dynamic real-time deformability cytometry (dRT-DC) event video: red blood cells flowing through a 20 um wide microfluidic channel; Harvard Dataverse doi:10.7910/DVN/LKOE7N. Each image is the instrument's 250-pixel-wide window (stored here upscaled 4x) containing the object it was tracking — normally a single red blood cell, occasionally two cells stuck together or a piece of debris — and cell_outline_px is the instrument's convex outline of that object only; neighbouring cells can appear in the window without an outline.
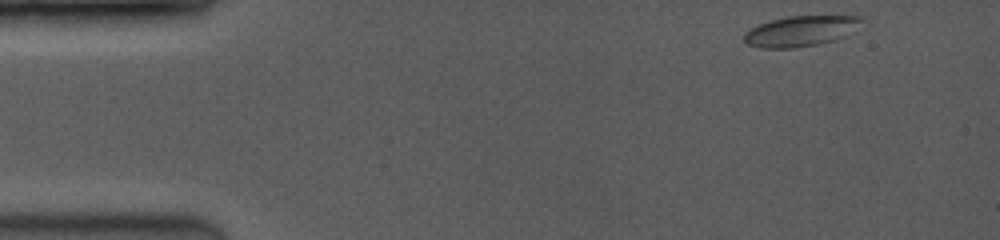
{"species": "common noctule bat (a hibernating species)", "species_latin": "Nyctalus noctula", "temperature_condition": "room temperature", "stored_images_in_passage": 21, "camera_frame_rate_fps": 3500, "um_per_image_px": 0.085, "animal": {"sex": "female", "body_mass_g": 19.0, "forearm_length_mm": 53.3}, "frame": {"image": 1, "passage_image": 1, "time_ms": 0.0, "image_size_px": [1000, 240], "cell_outline_px": [[868, 20], [844, 36], [836, 40], [796, 48], [760, 48], [748, 44], [744, 40], [744, 32], [760, 24], [772, 20], [788, 16], [864, 16]], "centroid_in_image_um": [68.11, 2.63], "position_along_channel_um": 16.9, "area_um2": 20.92}}
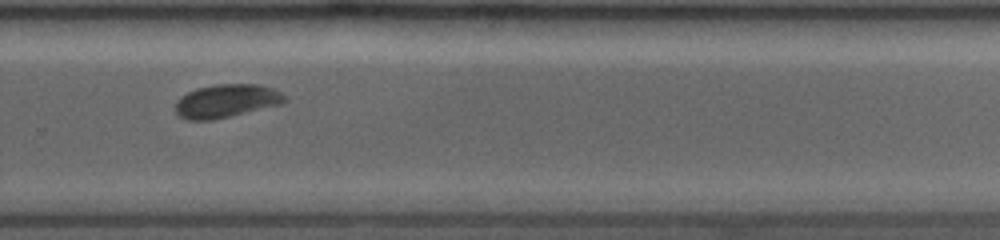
{"frame": {"image": 2, "passage_image": 13, "time_ms": 9.714, "image_size_px": [1000, 240], "cell_outline_px": [[288, 100], [280, 104], [212, 120], [188, 120], [180, 116], [176, 112], [176, 100], [180, 96], [196, 88], [216, 84], [256, 84], [272, 88], [280, 92]], "centroid_in_image_um": [19.21, 8.57], "position_along_channel_um": 310.6, "area_um2": 20.98}}
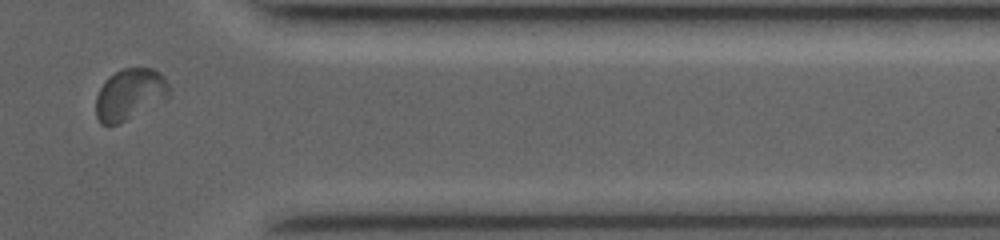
{"frame": {"image": 3, "passage_image": 18, "time_ms": 12.0, "image_size_px": [1000, 240], "cell_outline_px": [[168, 96], [164, 100], [120, 124], [100, 124], [96, 116], [96, 96], [100, 88], [108, 76], [124, 68], [152, 68], [160, 72], [164, 76], [168, 84]], "centroid_in_image_um": [11.02, 8.02], "position_along_channel_um": 400.4, "area_um2": 21.85}, "authors_computed_cell_mechanics": {"area_um2": 21.0392, "velocity_mm_per_s": 4.0795, "shape_relaxation_time_tau1_ms": 3.5207, "shape_relaxation_time_tau2_ms": null, "deformation_change_tau1": 0.0917, "deformation_change_tau2": null}}